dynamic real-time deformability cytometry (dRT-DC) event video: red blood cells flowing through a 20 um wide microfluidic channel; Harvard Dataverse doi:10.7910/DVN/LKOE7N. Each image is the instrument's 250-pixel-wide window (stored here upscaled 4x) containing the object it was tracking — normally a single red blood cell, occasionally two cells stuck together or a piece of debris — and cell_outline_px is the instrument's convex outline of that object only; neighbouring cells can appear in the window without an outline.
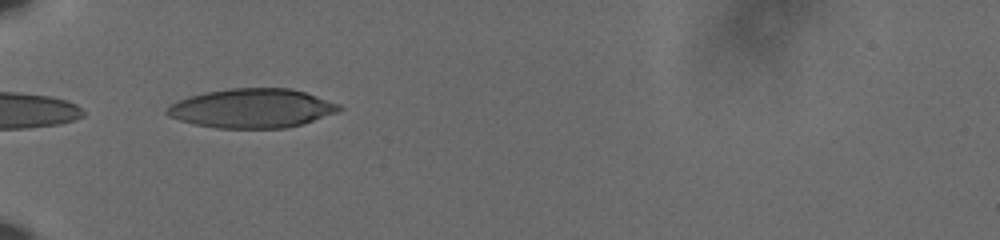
{"species": "human", "species_latin": "Homo sapiens", "temperature_condition": "cold", "stored_images_in_passage": 38, "camera_frame_rate_fps": 3000, "um_per_image_px": 0.085, "donor": {"sex": "male"}, "frame": {"image": 1, "passage_image": 1, "time_ms": 0.0, "image_size_px": [1000, 240], "cell_outline_px": [[344, 108], [336, 112], [288, 128], [216, 128], [196, 124], [180, 120], [168, 116], [164, 112], [172, 104], [188, 96], [204, 92], [228, 88], [292, 88], [340, 104]], "centroid_in_image_um": [21.4, 9.2], "position_along_channel_um": 63.6, "area_um2": 39.07}}
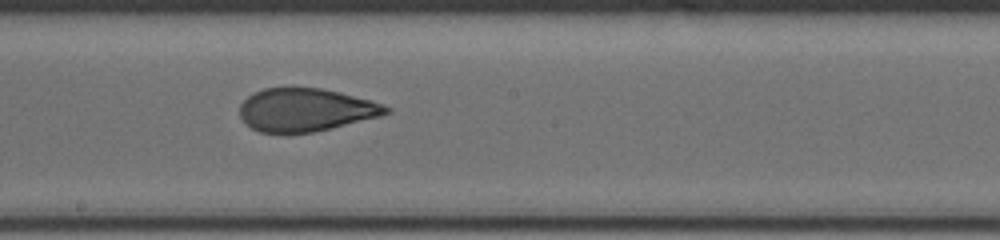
{"frame": {"image": 2, "passage_image": 15, "time_ms": 4.667, "image_size_px": [1000, 240], "cell_outline_px": [[392, 112], [380, 116], [312, 132], [260, 132], [252, 128], [240, 116], [240, 104], [248, 96], [264, 88], [320, 88], [340, 92], [372, 100], [392, 108]], "centroid_in_image_um": [26.01, 9.32], "position_along_channel_um": 222.2, "area_um2": 36.24}}
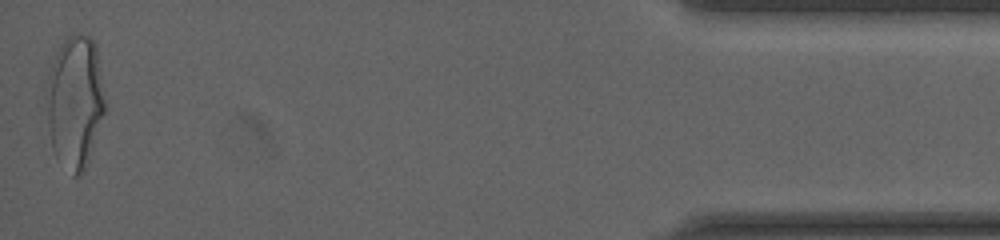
{"frame": {"image": 3, "passage_image": 38, "time_ms": 12.333, "image_size_px": [1000, 240], "cell_outline_px": [[104, 112], [88, 160], [80, 176], [72, 176], [56, 156], [52, 148], [48, 124], [44, 96], [44, 92], [52, 64], [56, 52], [64, 40], [68, 36], [80, 32], [88, 36], [96, 44], [104, 100]], "centroid_in_image_um": [6.33, 8.63], "position_along_channel_um": 428.9, "area_um2": 44.97}, "authors_computed_cell_mechanics": {"area_um2": 38.5526, "velocity_mm_per_s": 3.6378, "shape_relaxation_time_tau1_ms": 5.4992, "shape_relaxation_time_tau2_ms": 1.2398, "deformation_change_tau1": 0.1863, "deformation_change_tau2": 0.0745}}